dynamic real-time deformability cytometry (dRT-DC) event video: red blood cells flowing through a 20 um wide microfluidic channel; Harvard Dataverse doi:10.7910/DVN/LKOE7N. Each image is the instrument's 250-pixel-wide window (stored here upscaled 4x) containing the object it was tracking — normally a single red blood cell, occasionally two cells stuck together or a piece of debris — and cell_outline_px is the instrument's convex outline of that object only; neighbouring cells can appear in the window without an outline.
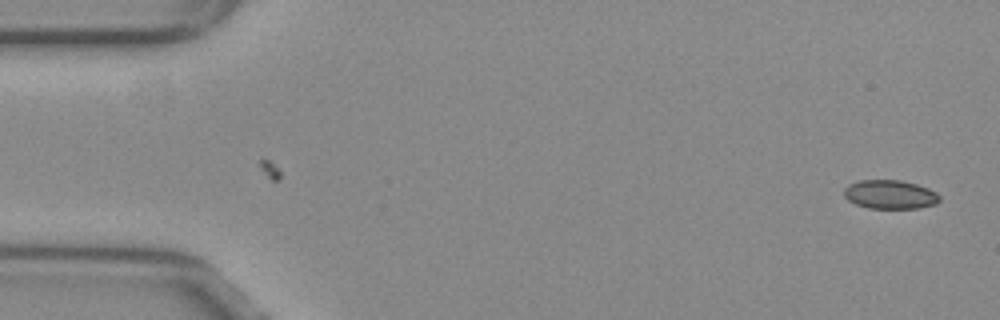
{"species": "common noctule bat (a hibernating species)", "species_latin": "Nyctalus noctula", "temperature_condition": "warm", "stored_images_in_passage": 52, "camera_frame_rate_fps": 3000, "um_per_image_px": 0.085, "animal": {"sex": "female", "body_mass_g": 29.2, "forearm_length_mm": 56.3}, "frame": {"image": 1, "passage_image": 1, "time_ms": 0.0, "image_size_px": [1000, 320], "cell_outline_px": [[940, 200], [936, 204], [920, 208], [868, 208], [856, 204], [848, 200], [844, 196], [844, 188], [848, 184], [860, 180], [900, 180], [916, 184], [928, 188], [936, 192], [940, 196]], "centroid_in_image_um": [75.66, 16.53], "position_along_channel_um": 9.3, "area_um2": 16.13}}
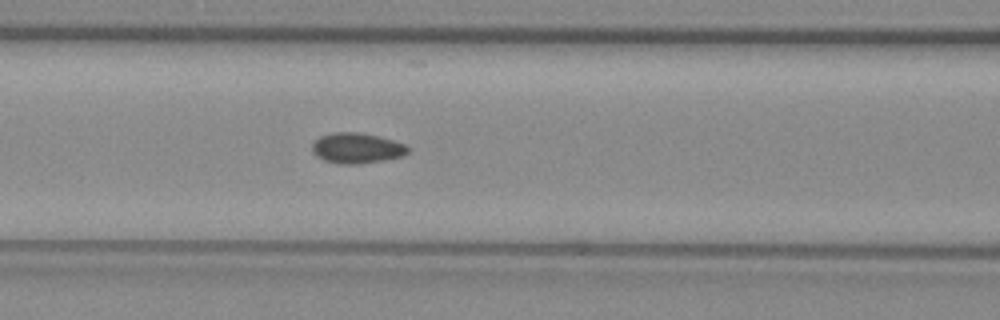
{"frame": {"image": 2, "passage_image": 21, "time_ms": 6.667, "image_size_px": [1000, 320], "cell_outline_px": [[412, 148], [404, 156], [384, 160], [360, 164], [336, 164], [324, 160], [316, 156], [312, 152], [312, 144], [320, 136], [332, 132], [360, 132], [392, 140], [404, 144]], "centroid_in_image_um": [30.32, 12.6], "position_along_channel_um": 136.3, "area_um2": 17.17}}
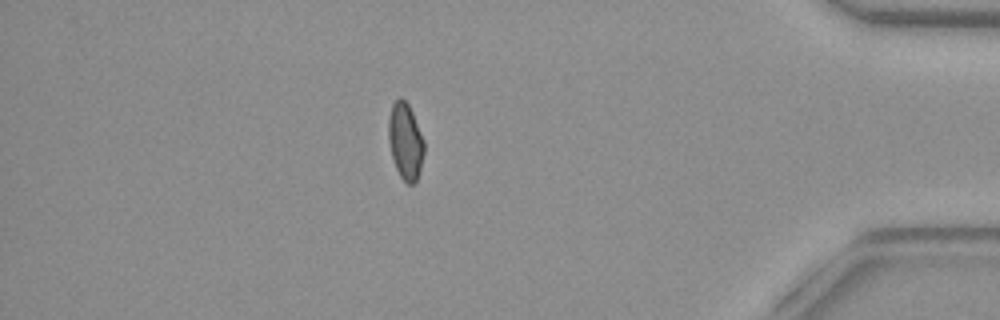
{"frame": {"image": 3, "passage_image": 45, "time_ms": 14.667, "image_size_px": [1000, 320], "cell_outline_px": [[424, 152], [420, 168], [416, 180], [412, 184], [408, 184], [400, 176], [396, 168], [392, 156], [388, 140], [388, 120], [392, 104], [400, 96], [408, 104], [412, 112], [424, 140]], "centroid_in_image_um": [34.45, 11.98], "position_along_channel_um": 400.8, "area_um2": 15.72}, "authors_computed_cell_mechanics": {"area_um2": 16.3285, "velocity_mm_per_s": 3.8754, "shape_relaxation_time_tau1_ms": null, "shape_relaxation_time_tau2_ms": 1.7291, "deformation_change_tau1": null, "deformation_change_tau2": 0.0681}}